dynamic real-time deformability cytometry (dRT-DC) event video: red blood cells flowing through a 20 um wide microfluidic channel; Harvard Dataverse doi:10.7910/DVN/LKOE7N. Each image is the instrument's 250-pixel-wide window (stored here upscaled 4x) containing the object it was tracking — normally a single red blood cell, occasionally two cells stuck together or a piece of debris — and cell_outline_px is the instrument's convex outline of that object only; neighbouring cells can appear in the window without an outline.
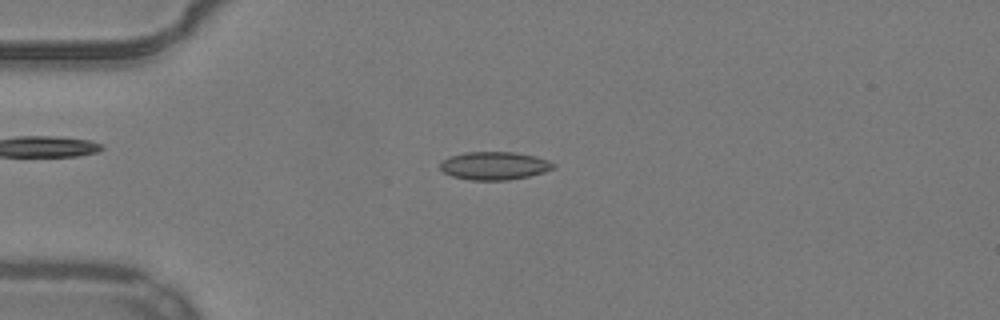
{"species": "common noctule bat (a hibernating species)", "species_latin": "Nyctalus noctula", "temperature_condition": "warm", "stored_images_in_passage": 44, "camera_frame_rate_fps": 3000, "um_per_image_px": 0.085, "animal": {"sex": "male", "body_mass_g": 19.2, "forearm_length_mm": 51.8}, "frame": {"image": 1, "passage_image": 5, "time_ms": 1.333, "image_size_px": [1000, 320], "cell_outline_px": [[556, 168], [544, 172], [528, 176], [508, 180], [472, 180], [452, 176], [444, 172], [440, 168], [440, 164], [448, 156], [464, 152], [516, 152], [536, 156], [548, 160], [556, 164]], "centroid_in_image_um": [42.05, 14.08], "position_along_channel_um": 43.0, "area_um2": 18.61}}
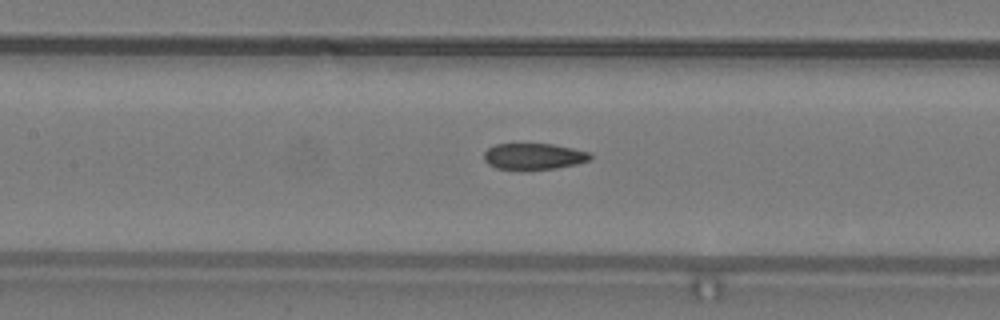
{"frame": {"image": 2, "passage_image": 16, "time_ms": 5.0, "image_size_px": [1000, 320], "cell_outline_px": [[592, 160], [576, 164], [556, 168], [496, 168], [488, 164], [484, 160], [484, 152], [488, 148], [496, 144], [552, 144], [572, 148], [588, 152], [592, 156]], "centroid_in_image_um": [45.38, 13.27], "position_along_channel_um": 162.0, "area_um2": 15.9}}
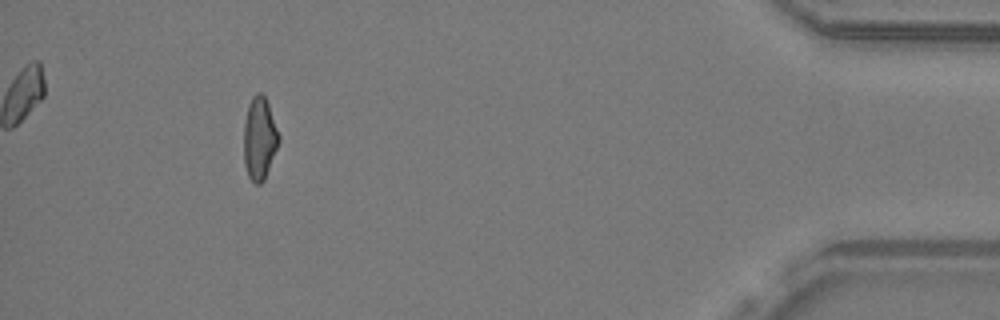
{"frame": {"image": 3, "passage_image": 40, "time_ms": 13.0, "image_size_px": [1000, 320], "cell_outline_px": [[280, 140], [264, 180], [260, 184], [256, 184], [248, 176], [244, 164], [244, 124], [248, 104], [252, 96], [256, 92], [260, 92], [264, 96], [268, 104], [280, 136]], "centroid_in_image_um": [22.05, 11.76], "position_along_channel_um": 413.2, "area_um2": 16.82}, "authors_computed_cell_mechanics": {"area_um2": 17.34, "velocity_mm_per_s": 3.9315, "shape_relaxation_time_tau1_ms": null, "shape_relaxation_time_tau2_ms": 1.6575, "deformation_change_tau1": null, "deformation_change_tau2": 0.0749}}